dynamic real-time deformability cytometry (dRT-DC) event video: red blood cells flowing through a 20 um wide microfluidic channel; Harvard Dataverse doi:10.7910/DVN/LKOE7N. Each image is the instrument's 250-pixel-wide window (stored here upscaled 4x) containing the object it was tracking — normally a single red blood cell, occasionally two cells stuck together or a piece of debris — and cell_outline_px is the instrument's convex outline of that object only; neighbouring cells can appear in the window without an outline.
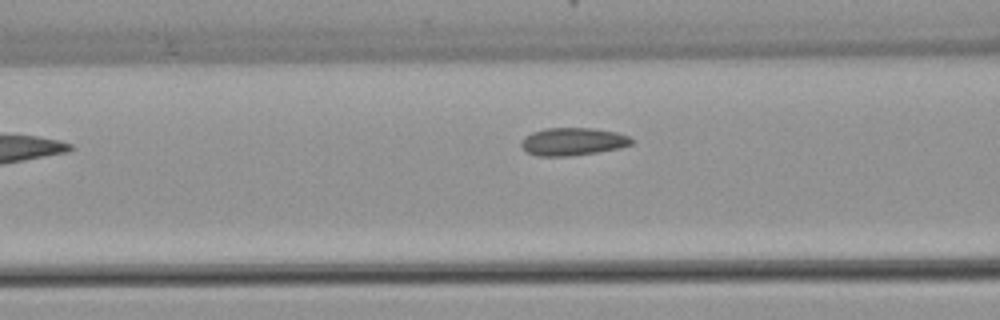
{"species": "common noctule bat (a hibernating species)", "species_latin": "Nyctalus noctula", "temperature_condition": "warm", "stored_images_in_passage": 6, "camera_frame_rate_fps": 3000, "um_per_image_px": 0.085, "animal": {"sex": "female", "body_mass_g": 22.7, "forearm_length_mm": 54.2}, "frame": {"image": 1, "passage_image": 4, "time_ms": 3.667, "image_size_px": [1000, 320], "cell_outline_px": [[636, 140], [632, 144], [620, 148], [596, 152], [568, 156], [536, 156], [528, 152], [520, 144], [524, 136], [532, 132], [544, 128], [592, 128], [616, 132], [628, 136]], "centroid_in_image_um": [48.7, 12.03], "position_along_channel_um": 117.9, "area_um2": 17.86}}
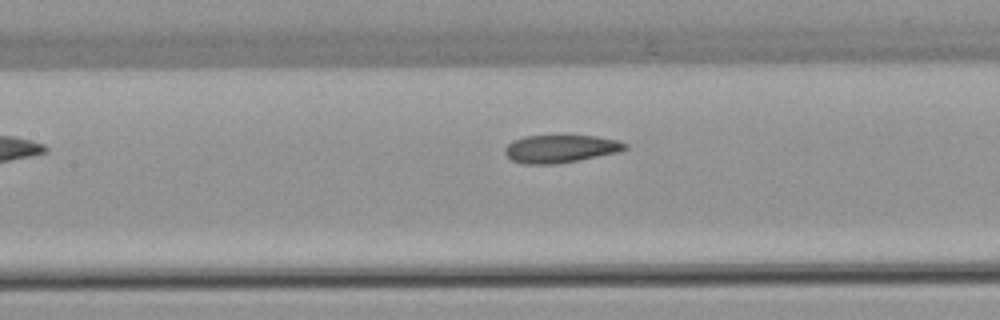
{"frame": {"image": 2, "passage_image": 6, "time_ms": 6.0, "image_size_px": [1000, 320], "cell_outline_px": [[628, 148], [620, 152], [580, 160], [556, 164], [524, 164], [512, 160], [504, 152], [504, 148], [512, 140], [524, 136], [596, 136], [616, 140], [628, 144]], "centroid_in_image_um": [47.65, 12.65], "position_along_channel_um": 159.8, "area_um2": 19.54}}